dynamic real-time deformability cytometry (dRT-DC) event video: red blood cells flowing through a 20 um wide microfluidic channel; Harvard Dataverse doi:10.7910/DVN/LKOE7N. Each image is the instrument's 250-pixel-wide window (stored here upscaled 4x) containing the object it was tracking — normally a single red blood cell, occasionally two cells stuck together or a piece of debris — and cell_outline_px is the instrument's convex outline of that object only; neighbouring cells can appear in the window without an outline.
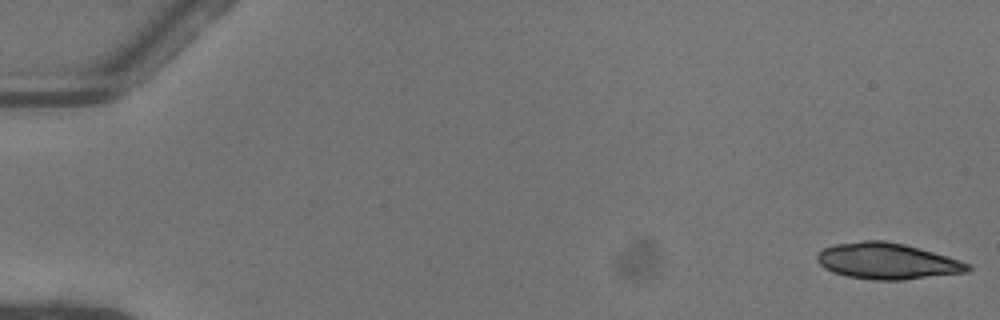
{"species": "common noctule bat (a hibernating species)", "species_latin": "Nyctalus noctula", "temperature_condition": "warm", "stored_images_in_passage": 50, "camera_frame_rate_fps": 3000, "um_per_image_px": 0.085, "animal": {"sex": "female"}, "frame": {"image": 1, "passage_image": 1, "time_ms": 0.0, "image_size_px": [1000, 320], "cell_outline_px": [[972, 268], [968, 272], [900, 280], [872, 280], [848, 276], [832, 272], [824, 268], [816, 260], [816, 256], [824, 248], [832, 244], [864, 240], [884, 240], [904, 244], [920, 248], [960, 260], [972, 264]], "centroid_in_image_um": [75.41, 22.19], "position_along_channel_um": 9.6, "area_um2": 31.85}}